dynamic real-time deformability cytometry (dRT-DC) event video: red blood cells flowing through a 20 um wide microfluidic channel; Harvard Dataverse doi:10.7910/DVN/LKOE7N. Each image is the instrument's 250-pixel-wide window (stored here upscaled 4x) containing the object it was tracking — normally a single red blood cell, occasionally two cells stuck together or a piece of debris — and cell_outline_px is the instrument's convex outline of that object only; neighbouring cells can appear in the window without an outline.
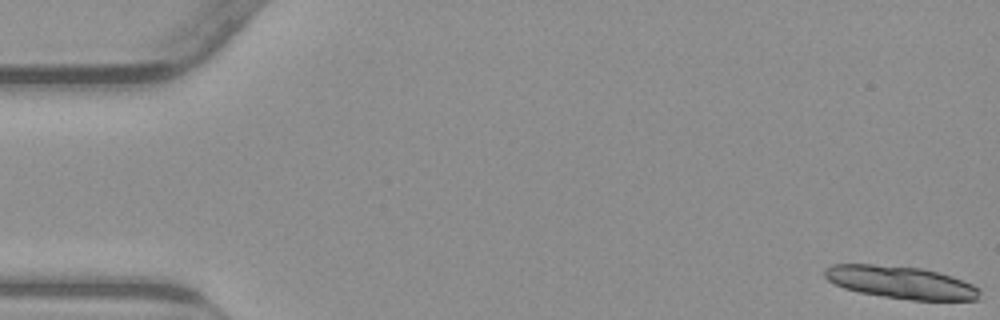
{"species": "common noctule bat (a hibernating species)", "species_latin": "Nyctalus noctula", "temperature_condition": "warm", "stored_images_in_passage": 15, "camera_frame_rate_fps": 3000, "um_per_image_px": 0.085, "animal": {"sex": "male", "body_mass_g": 23.1, "forearm_length_mm": 52.7}, "frame": {"image": 1, "passage_image": 1, "time_ms": 0.0, "image_size_px": [1000, 320], "cell_outline_px": [[980, 292], [976, 300], [912, 300], [884, 296], [860, 292], [844, 288], [828, 280], [824, 276], [824, 268], [832, 264], [872, 264], [920, 268], [940, 272], [952, 276], [972, 284], [980, 288]], "centroid_in_image_um": [76.57, 23.99], "position_along_channel_um": 8.4, "area_um2": 29.25}}